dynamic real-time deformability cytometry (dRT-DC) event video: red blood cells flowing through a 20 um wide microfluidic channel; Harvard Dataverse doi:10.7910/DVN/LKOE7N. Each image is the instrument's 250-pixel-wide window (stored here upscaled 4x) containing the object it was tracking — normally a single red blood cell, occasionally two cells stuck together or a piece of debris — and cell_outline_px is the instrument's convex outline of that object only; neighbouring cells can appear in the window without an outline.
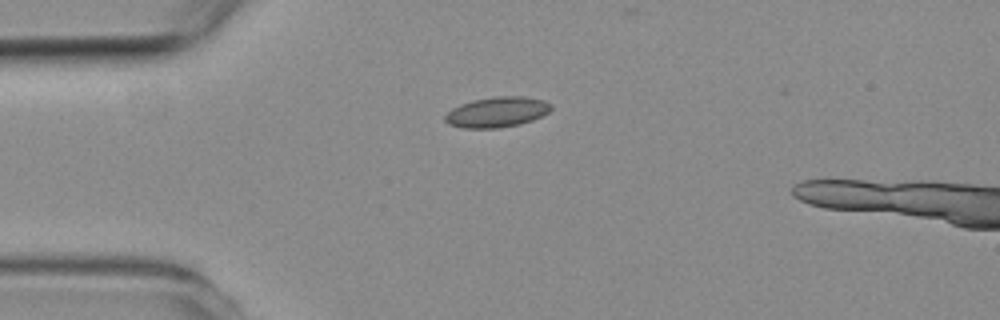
{"species": "common noctule bat (a hibernating species)", "species_latin": "Nyctalus noctula", "temperature_condition": "room temperature", "stored_images_in_passage": 2, "camera_frame_rate_fps": 3000, "um_per_image_px": 0.085, "animal": {"sex": "female", "body_mass_g": 19.3, "forearm_length_mm": 54.1}, "frame": {"image": 1, "passage_image": 1, "time_ms": 0.0, "image_size_px": [1000, 320], "cell_outline_px": [[552, 108], [548, 112], [532, 120], [520, 124], [496, 128], [460, 128], [448, 124], [444, 120], [444, 116], [452, 108], [460, 104], [476, 100], [496, 96], [524, 96], [544, 100], [552, 104]], "centroid_in_image_um": [42.23, 9.53], "position_along_channel_um": 42.8, "area_um2": 18.73}}